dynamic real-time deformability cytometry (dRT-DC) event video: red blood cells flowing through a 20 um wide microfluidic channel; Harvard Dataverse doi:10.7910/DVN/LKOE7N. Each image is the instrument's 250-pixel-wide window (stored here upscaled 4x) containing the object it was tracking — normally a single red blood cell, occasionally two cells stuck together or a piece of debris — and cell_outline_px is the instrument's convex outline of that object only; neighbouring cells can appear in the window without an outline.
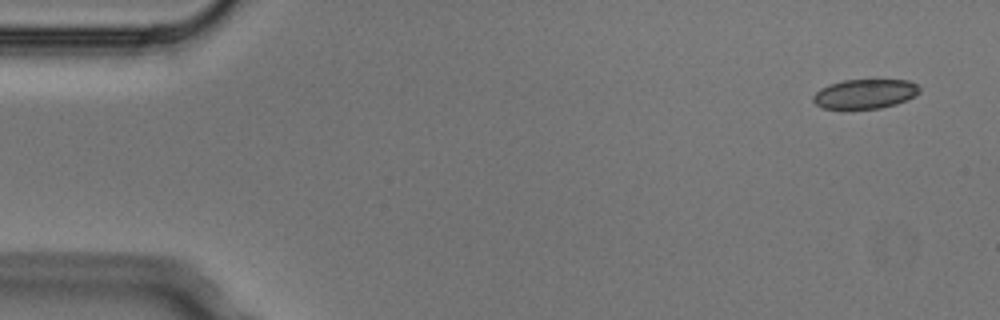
{"species": "Egyptian fruit bat (a non-hibernating species)", "species_latin": "Rousettus aegyptiacus", "temperature_condition": "cold", "stored_images_in_passage": 4, "camera_frame_rate_fps": 3000, "um_per_image_px": 0.085, "animal": {"sex": "male"}, "frame": {"image": 1, "passage_image": 1, "time_ms": 0.0, "image_size_px": [1000, 320], "cell_outline_px": [[920, 92], [916, 96], [896, 104], [880, 108], [820, 108], [812, 100], [812, 96], [820, 88], [828, 84], [844, 80], [908, 80], [916, 84], [920, 88]], "centroid_in_image_um": [73.52, 7.97], "position_along_channel_um": 11.5, "area_um2": 18.26}}
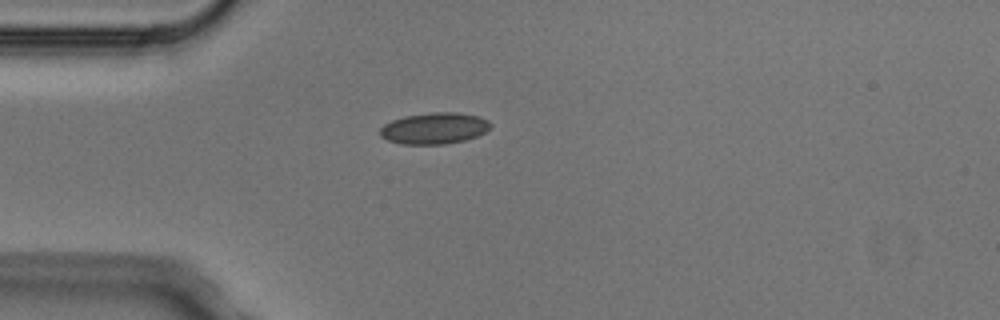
{"frame": {"image": 2, "passage_image": 4, "time_ms": 1.0, "image_size_px": [1000, 320], "cell_outline_px": [[492, 124], [484, 132], [476, 136], [464, 140], [444, 144], [404, 144], [388, 140], [380, 136], [380, 128], [384, 124], [392, 120], [404, 116], [432, 112], [456, 112], [480, 116], [488, 120]], "centroid_in_image_um": [36.91, 10.89], "position_along_channel_um": 48.1, "area_um2": 20.11}}